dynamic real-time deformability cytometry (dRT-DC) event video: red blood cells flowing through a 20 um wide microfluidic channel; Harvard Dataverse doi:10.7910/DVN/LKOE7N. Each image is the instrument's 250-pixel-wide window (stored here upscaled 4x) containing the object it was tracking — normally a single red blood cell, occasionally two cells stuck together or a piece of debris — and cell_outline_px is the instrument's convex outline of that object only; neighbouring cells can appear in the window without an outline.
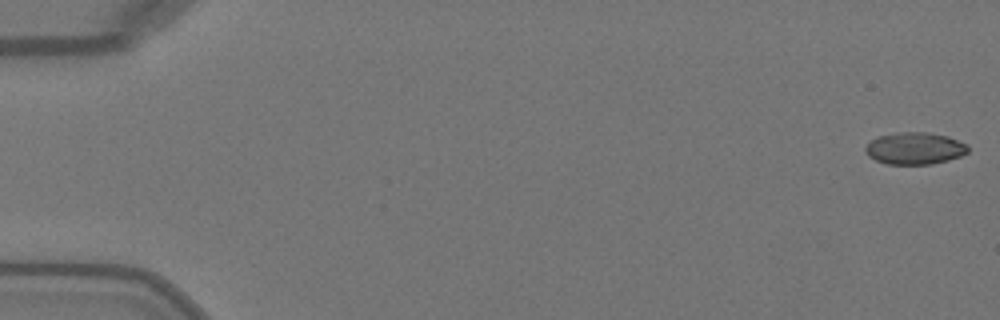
{"species": "Egyptian fruit bat (a non-hibernating species)", "species_latin": "Rousettus aegyptiacus", "temperature_condition": "warm", "stored_images_in_passage": 7, "camera_frame_rate_fps": 3000, "um_per_image_px": 0.085, "animal": {"sex": "female"}, "frame": {"image": 1, "passage_image": 1, "time_ms": 0.0, "image_size_px": [1000, 320], "cell_outline_px": [[968, 152], [960, 156], [948, 160], [932, 164], [888, 164], [876, 160], [868, 156], [864, 148], [872, 140], [880, 136], [900, 132], [924, 132], [948, 136], [968, 144]], "centroid_in_image_um": [77.78, 12.61], "position_along_channel_um": 7.2, "area_um2": 19.02}}